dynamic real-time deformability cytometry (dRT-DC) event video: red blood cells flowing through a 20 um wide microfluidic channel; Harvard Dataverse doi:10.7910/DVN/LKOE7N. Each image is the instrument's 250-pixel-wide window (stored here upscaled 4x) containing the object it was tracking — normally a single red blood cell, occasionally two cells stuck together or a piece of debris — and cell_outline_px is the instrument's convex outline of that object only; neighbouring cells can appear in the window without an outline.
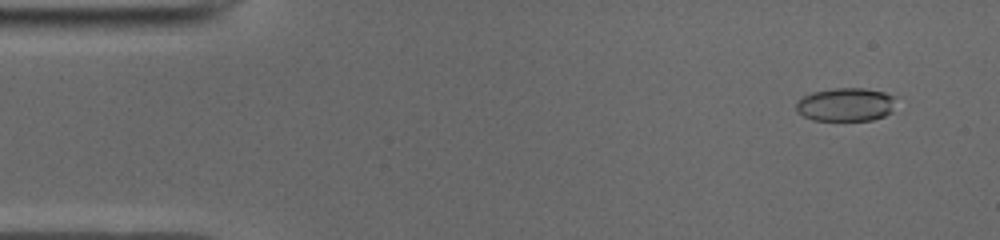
{"species": "common noctule bat (a hibernating species)", "species_latin": "Nyctalus noctula", "temperature_condition": "cold", "stored_images_in_passage": 51, "camera_frame_rate_fps": 3000, "um_per_image_px": 0.085, "animal": {"sex": "male", "body_mass_g": 19.0, "forearm_length_mm": 50.8}, "frame": {"image": 1, "passage_image": 4, "time_ms": 1.0, "image_size_px": [1000, 240], "cell_outline_px": [[892, 112], [884, 116], [872, 120], [812, 120], [796, 112], [796, 104], [804, 96], [812, 92], [836, 88], [864, 88], [884, 92], [892, 96]], "centroid_in_image_um": [71.85, 8.89], "position_along_channel_um": 13.2, "area_um2": 19.19}}
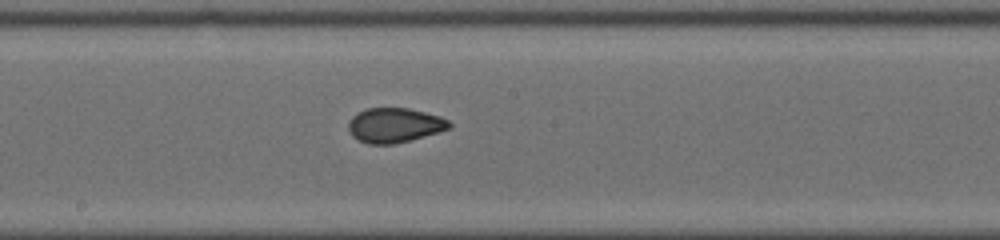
{"frame": {"image": 2, "passage_image": 27, "time_ms": 8.667, "image_size_px": [1000, 240], "cell_outline_px": [[452, 128], [408, 140], [392, 144], [368, 144], [352, 136], [348, 128], [348, 124], [352, 116], [356, 112], [364, 108], [408, 108], [440, 116], [448, 120], [452, 124]], "centroid_in_image_um": [33.52, 10.63], "position_along_channel_um": 214.7, "area_um2": 20.29}}
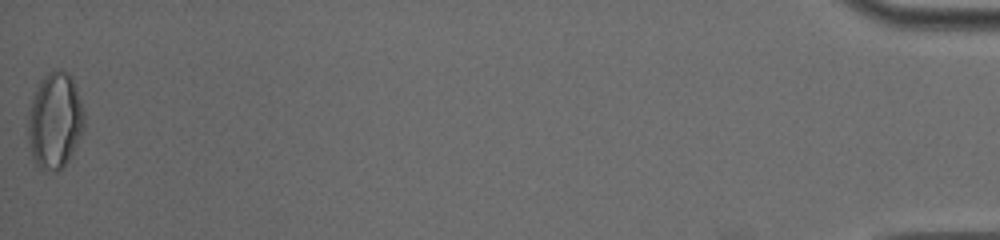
{"frame": {"image": 3, "passage_image": 51, "time_ms": 16.667, "image_size_px": [1000, 240], "cell_outline_px": [[84, 124], [72, 152], [64, 168], [56, 172], [40, 168], [36, 164], [32, 156], [28, 140], [28, 120], [32, 100], [40, 80], [48, 72], [60, 68], [68, 72], [72, 76], [84, 112]], "centroid_in_image_um": [4.66, 10.24], "position_along_channel_um": 430.5, "area_um2": 31.21}, "authors_computed_cell_mechanics": {"area_um2": 20.6346, "velocity_mm_per_s": 3.962, "shape_relaxation_time_tau1_ms": null, "shape_relaxation_time_tau2_ms": 1.2434, "deformation_change_tau1": null, "deformation_change_tau2": 0.0659}}